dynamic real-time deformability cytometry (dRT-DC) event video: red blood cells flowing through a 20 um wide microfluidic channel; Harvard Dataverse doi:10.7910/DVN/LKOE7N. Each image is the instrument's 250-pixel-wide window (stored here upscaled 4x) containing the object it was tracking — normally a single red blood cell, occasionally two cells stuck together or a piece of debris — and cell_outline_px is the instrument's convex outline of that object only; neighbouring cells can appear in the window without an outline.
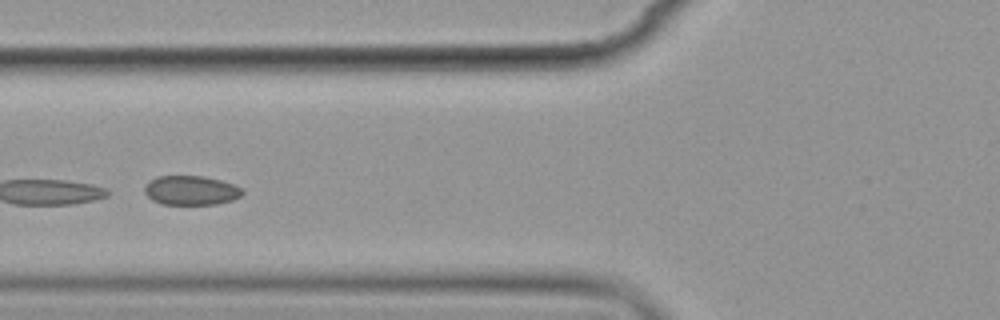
{"species": "common noctule bat (a hibernating species)", "species_latin": "Nyctalus noctula", "temperature_condition": "cold", "stored_images_in_passage": 9, "camera_frame_rate_fps": 3000, "um_per_image_px": 0.085, "animal": {"sex": "female", "body_mass_g": 19.9}, "frame": {"image": 1, "passage_image": 6, "time_ms": 5.667, "image_size_px": [1000, 320], "cell_outline_px": [[244, 192], [240, 196], [232, 200], [216, 204], [160, 204], [152, 200], [144, 192], [144, 184], [148, 180], [156, 176], [204, 176], [220, 180], [232, 184], [240, 188]], "centroid_in_image_um": [16.17, 16.17], "position_along_channel_um": 109.6, "area_um2": 16.76}}
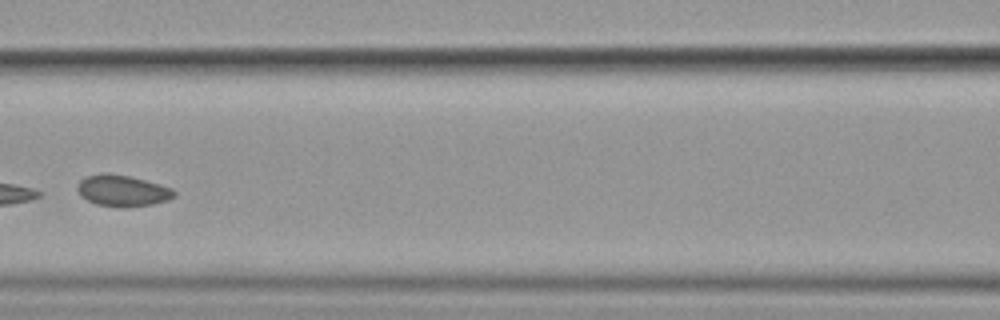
{"frame": {"image": 2, "passage_image": 7, "time_ms": 7.0, "image_size_px": [1000, 320], "cell_outline_px": [[176, 196], [168, 200], [152, 204], [124, 208], [120, 208], [96, 204], [80, 196], [76, 188], [80, 180], [88, 176], [104, 172], [108, 172], [128, 176], [160, 184], [172, 188], [176, 192]], "centroid_in_image_um": [10.41, 16.22], "position_along_channel_um": 156.2, "area_um2": 17.8}}